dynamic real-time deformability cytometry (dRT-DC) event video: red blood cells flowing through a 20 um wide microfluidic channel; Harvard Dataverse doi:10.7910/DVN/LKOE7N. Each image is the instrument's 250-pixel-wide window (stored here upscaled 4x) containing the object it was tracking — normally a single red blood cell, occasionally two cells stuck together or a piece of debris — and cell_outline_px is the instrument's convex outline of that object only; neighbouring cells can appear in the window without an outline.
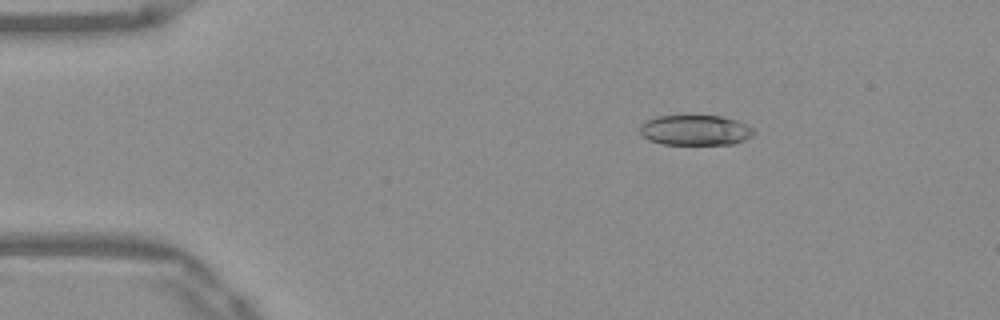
{"species": "Egyptian fruit bat (a non-hibernating species)", "species_latin": "Rousettus aegyptiacus", "temperature_condition": "warm", "stored_images_in_passage": 52, "camera_frame_rate_fps": 3000, "um_per_image_px": 0.085, "frame": {"image": 1, "passage_image": 9, "time_ms": 2.667, "image_size_px": [1000, 320], "cell_outline_px": [[756, 132], [752, 136], [744, 140], [732, 144], [664, 144], [648, 140], [640, 132], [640, 124], [656, 116], [720, 116], [736, 120], [752, 128]], "centroid_in_image_um": [59.1, 11.07], "position_along_channel_um": 25.9, "area_um2": 19.94}}
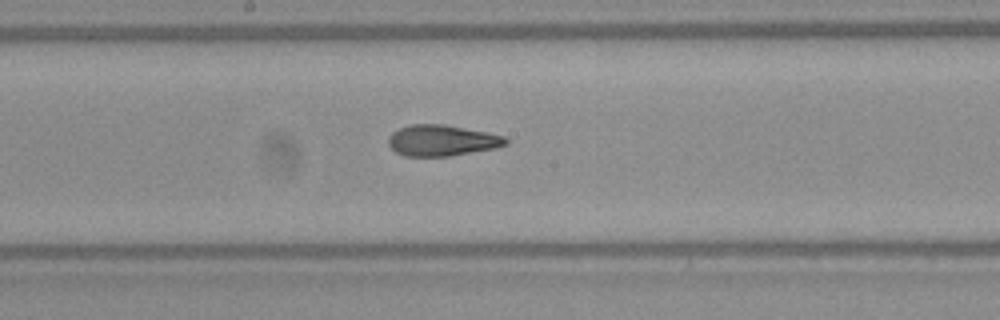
{"frame": {"image": 2, "passage_image": 28, "time_ms": 9.0, "image_size_px": [1000, 320], "cell_outline_px": [[508, 144], [496, 148], [452, 156], [404, 156], [396, 152], [388, 144], [388, 136], [392, 132], [400, 128], [412, 124], [444, 124], [488, 132], [504, 136], [508, 140]], "centroid_in_image_um": [37.58, 11.94], "position_along_channel_um": 210.6, "area_um2": 21.39}}
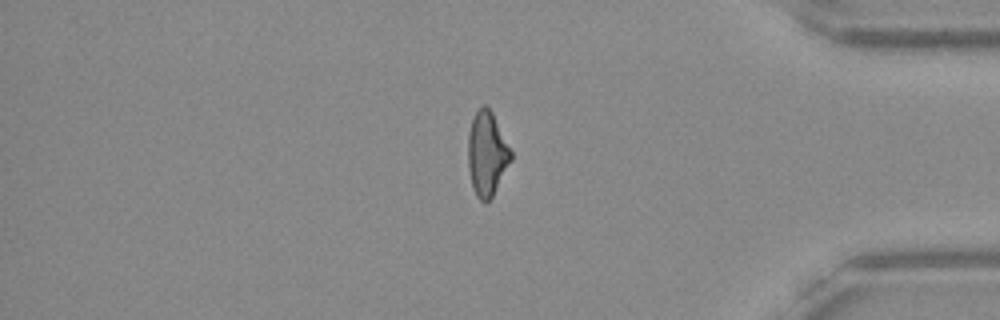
{"frame": {"image": 3, "passage_image": 44, "time_ms": 14.333, "image_size_px": [1000, 320], "cell_outline_px": [[512, 160], [492, 196], [484, 204], [476, 196], [472, 188], [468, 168], [468, 132], [472, 120], [476, 112], [484, 104], [492, 112], [512, 152]], "centroid_in_image_um": [41.38, 13.1], "position_along_channel_um": 393.8, "area_um2": 20.98}, "authors_computed_cell_mechanics": {"area_um2": 21.2126, "velocity_mm_per_s": 3.9461, "shape_relaxation_time_tau1_ms": 7.8313, "shape_relaxation_time_tau2_ms": 2.0967, "deformation_change_tau1": 0.2306, "deformation_change_tau2": 0.1022}}